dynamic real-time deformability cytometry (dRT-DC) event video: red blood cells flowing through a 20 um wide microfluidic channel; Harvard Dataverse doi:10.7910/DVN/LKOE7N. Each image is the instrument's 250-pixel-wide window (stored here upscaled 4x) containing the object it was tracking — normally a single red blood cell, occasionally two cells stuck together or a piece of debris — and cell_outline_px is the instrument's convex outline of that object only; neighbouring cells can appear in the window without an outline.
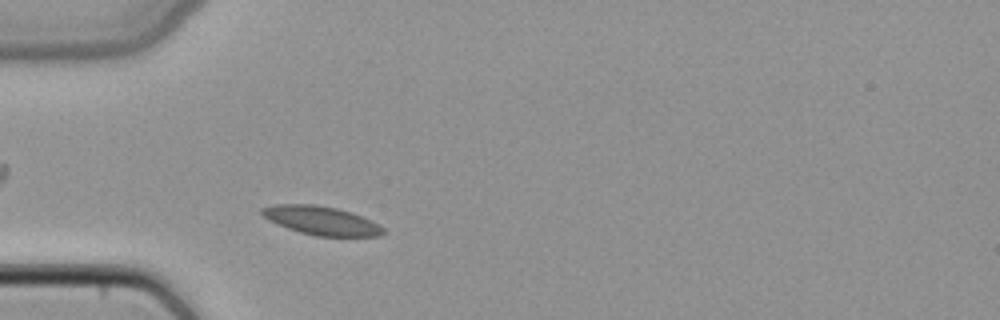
{"species": "common noctule bat (a hibernating species)", "species_latin": "Nyctalus noctula", "temperature_condition": "cold", "stored_images_in_passage": 40, "camera_frame_rate_fps": 3000, "um_per_image_px": 0.085, "animal": {"sex": "female", "body_mass_g": 22.7, "forearm_length_mm": 54.2}, "frame": {"image": 1, "passage_image": 5, "time_ms": 1.333, "image_size_px": [1000, 320], "cell_outline_px": [[384, 232], [380, 236], [316, 236], [300, 232], [288, 228], [268, 220], [260, 212], [260, 208], [272, 204], [316, 204], [336, 208], [352, 212], [380, 224], [384, 228]], "centroid_in_image_um": [27.3, 18.74], "position_along_channel_um": 57.7, "area_um2": 20.35}}
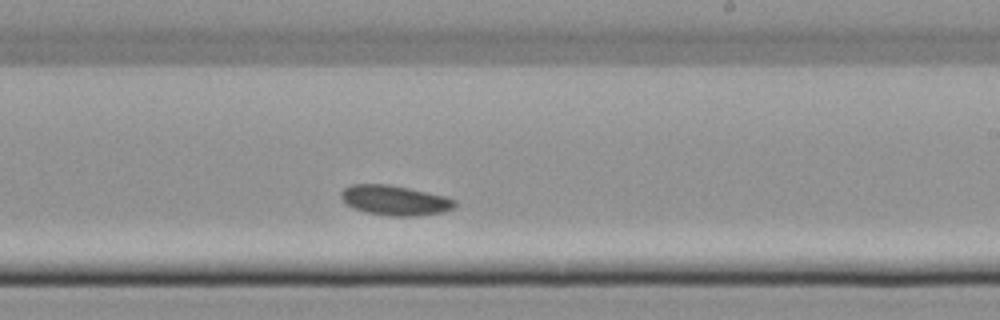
{"frame": {"image": 2, "passage_image": 20, "time_ms": 6.333, "image_size_px": [1000, 320], "cell_outline_px": [[456, 204], [452, 208], [444, 212], [420, 216], [388, 216], [368, 212], [352, 208], [340, 196], [340, 192], [344, 188], [352, 184], [388, 184], [408, 188], [444, 196], [456, 200]], "centroid_in_image_um": [33.56, 17.03], "position_along_channel_um": 255.4, "area_um2": 19.77}}
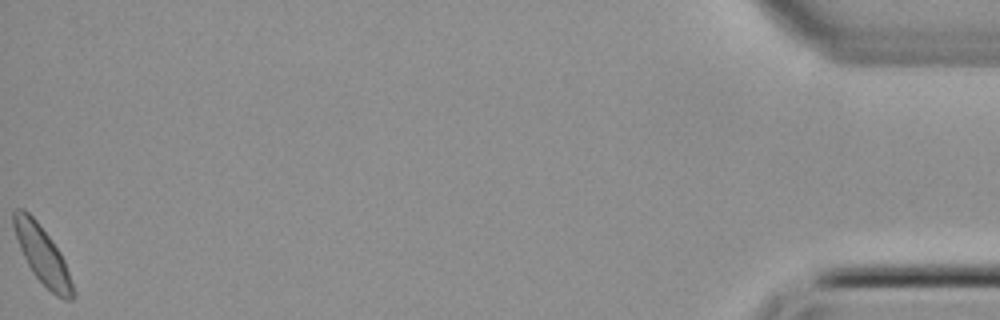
{"frame": {"image": 3, "passage_image": 40, "time_ms": 13.0, "image_size_px": [1000, 320], "cell_outline_px": [[76, 292], [72, 300], [64, 300], [56, 296], [32, 272], [20, 248], [12, 224], [12, 212], [16, 208], [24, 208], [36, 220], [60, 252], [64, 260]], "centroid_in_image_um": [3.6, 21.68], "position_along_channel_um": 431.6, "area_um2": 19.65}}